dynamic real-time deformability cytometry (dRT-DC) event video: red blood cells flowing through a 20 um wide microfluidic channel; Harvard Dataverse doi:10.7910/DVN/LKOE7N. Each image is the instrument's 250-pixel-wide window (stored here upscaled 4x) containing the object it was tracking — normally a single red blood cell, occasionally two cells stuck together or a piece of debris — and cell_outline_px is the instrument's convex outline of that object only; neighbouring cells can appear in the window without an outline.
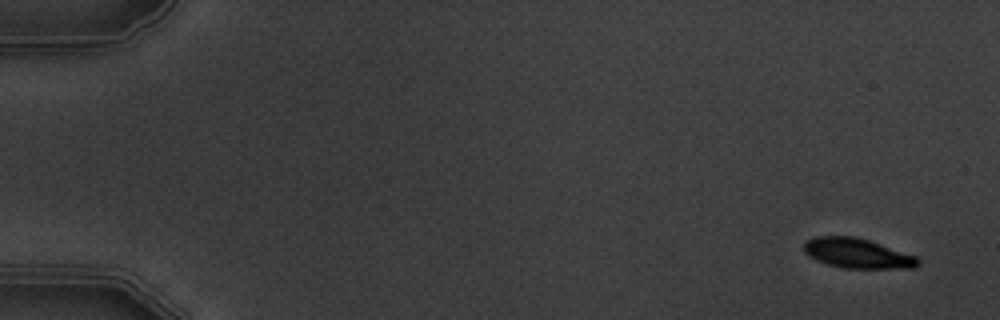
{"species": "common noctule bat (a hibernating species)", "species_latin": "Nyctalus noctula", "temperature_condition": "warm", "stored_images_in_passage": 15, "camera_frame_rate_fps": 3000, "um_per_image_px": 0.085, "animal": {"sex": "male", "body_mass_g": 19.5, "forearm_length_mm": 54.6}, "frame": {"image": 1, "passage_image": 1, "time_ms": 0.0, "image_size_px": [1000, 320], "cell_outline_px": [[920, 264], [916, 268], [844, 268], [828, 264], [816, 260], [808, 256], [804, 252], [804, 244], [808, 240], [816, 236], [856, 236], [916, 256], [920, 260]], "centroid_in_image_um": [72.88, 21.53], "position_along_channel_um": 12.1, "area_um2": 19.77}}
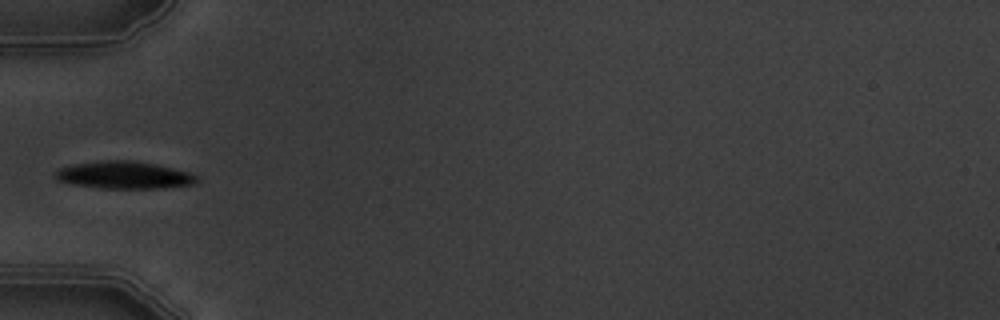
{"frame": {"image": 2, "passage_image": 5, "time_ms": 5.667, "image_size_px": [1000, 320], "cell_outline_px": [[200, 180], [196, 184], [164, 188], [100, 188], [68, 184], [56, 180], [52, 176], [60, 168], [72, 164], [100, 160], [132, 160], [156, 164], [192, 172], [200, 176]], "centroid_in_image_um": [10.58, 14.88], "position_along_channel_um": 74.4, "area_um2": 23.18}}
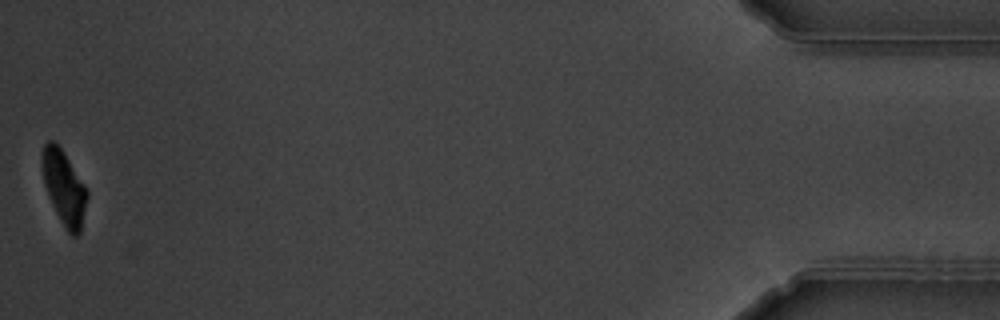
{"frame": {"image": 3, "passage_image": 15, "time_ms": 17.667, "image_size_px": [1000, 320], "cell_outline_px": [[88, 196], [80, 232], [76, 236], [72, 236], [68, 232], [60, 220], [48, 196], [44, 184], [40, 160], [40, 156], [44, 144], [48, 140], [52, 140], [64, 152], [84, 184], [88, 192]], "centroid_in_image_um": [5.42, 15.92], "position_along_channel_um": 429.8, "area_um2": 19.42}, "authors_computed_cell_mechanics": {"area_um2": 21.8484, "velocity_mm_per_s": 3.6843, "shape_relaxation_time_tau1_ms": 1.9865, "shape_relaxation_time_tau2_ms": 2.084, "deformation_change_tau1": 0.0918, "deformation_change_tau2": 0.0473}}